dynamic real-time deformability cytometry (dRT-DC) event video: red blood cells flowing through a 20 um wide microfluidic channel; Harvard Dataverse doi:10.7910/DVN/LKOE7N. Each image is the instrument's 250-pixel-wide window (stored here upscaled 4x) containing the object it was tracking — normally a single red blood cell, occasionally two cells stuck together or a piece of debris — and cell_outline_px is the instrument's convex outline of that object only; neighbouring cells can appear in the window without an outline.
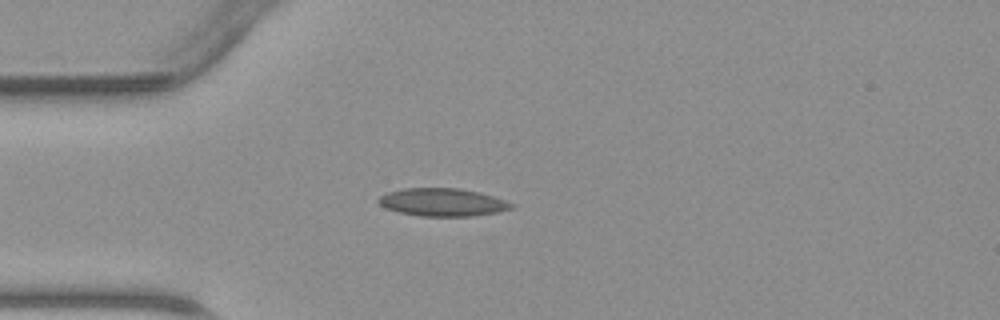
{"species": "common noctule bat (a hibernating species)", "species_latin": "Nyctalus noctula", "temperature_condition": "warm", "stored_images_in_passage": 38, "camera_frame_rate_fps": 3000, "um_per_image_px": 0.085, "animal": {"sex": "male", "body_mass_g": 23.1, "forearm_length_mm": 52.7}, "frame": {"image": 1, "passage_image": 8, "time_ms": 2.333, "image_size_px": [1000, 320], "cell_outline_px": [[516, 204], [512, 208], [496, 212], [472, 216], [420, 216], [400, 212], [384, 208], [376, 200], [380, 196], [388, 192], [404, 188], [460, 188], [480, 192]], "centroid_in_image_um": [37.6, 17.18], "position_along_channel_um": 47.4, "area_um2": 21.56}}
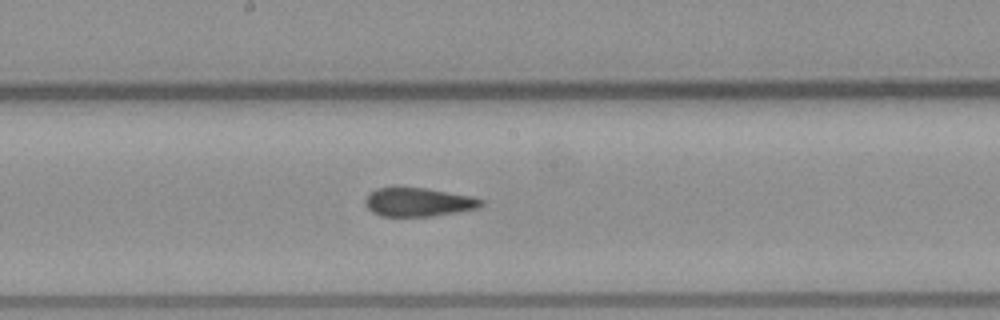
{"frame": {"image": 2, "passage_image": 20, "time_ms": 6.333, "image_size_px": [1000, 320], "cell_outline_px": [[484, 204], [480, 208], [432, 216], [380, 216], [372, 212], [364, 204], [364, 200], [368, 192], [376, 188], [424, 188], [472, 196], [484, 200]], "centroid_in_image_um": [35.55, 17.18], "position_along_channel_um": 212.7, "area_um2": 19.42}}
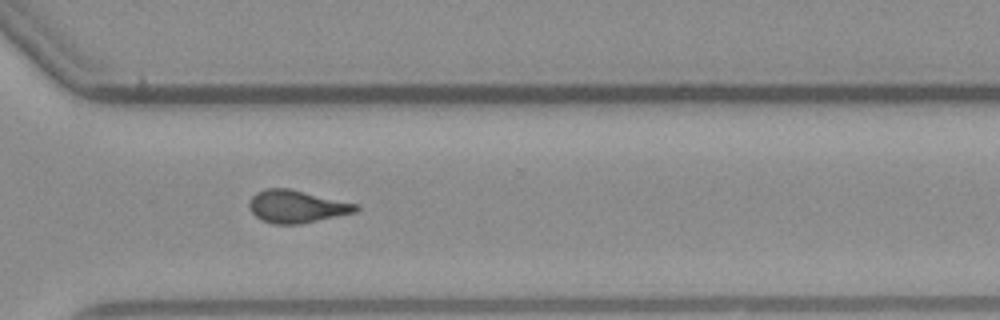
{"frame": {"image": 3, "passage_image": 29, "time_ms": 9.333, "image_size_px": [1000, 320], "cell_outline_px": [[360, 208], [356, 212], [300, 224], [272, 224], [256, 216], [252, 212], [248, 204], [252, 196], [256, 192], [264, 188], [288, 188], [360, 204]], "centroid_in_image_um": [25.24, 17.54], "position_along_channel_um": 345.4, "area_um2": 20.29}}